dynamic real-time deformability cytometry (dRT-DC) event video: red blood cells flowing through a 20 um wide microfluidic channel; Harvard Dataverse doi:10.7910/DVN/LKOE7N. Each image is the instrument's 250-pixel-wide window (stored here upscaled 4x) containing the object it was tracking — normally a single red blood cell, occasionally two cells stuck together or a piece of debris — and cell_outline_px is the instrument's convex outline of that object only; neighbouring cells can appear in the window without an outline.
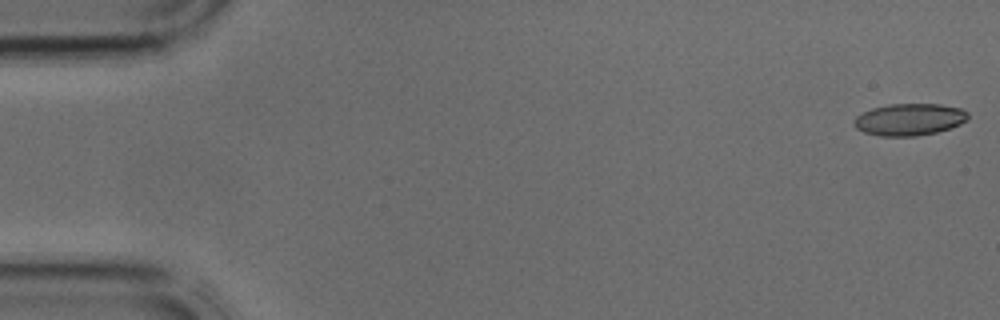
{"species": "common noctule bat (a hibernating species)", "species_latin": "Nyctalus noctula", "temperature_condition": "cold", "stored_images_in_passage": 3, "camera_frame_rate_fps": 3000, "um_per_image_px": 0.085, "animal": {"sex": "male", "body_mass_g": 17.9, "forearm_length_mm": 54.2}, "frame": {"image": 1, "passage_image": 1, "time_ms": 0.0, "image_size_px": [1000, 320], "cell_outline_px": [[968, 120], [960, 124], [936, 132], [916, 136], [880, 136], [864, 132], [856, 128], [852, 124], [852, 120], [856, 116], [872, 108], [888, 104], [940, 104], [960, 108], [968, 112]], "centroid_in_image_um": [77.27, 10.15], "position_along_channel_um": 7.7, "area_um2": 21.27}}
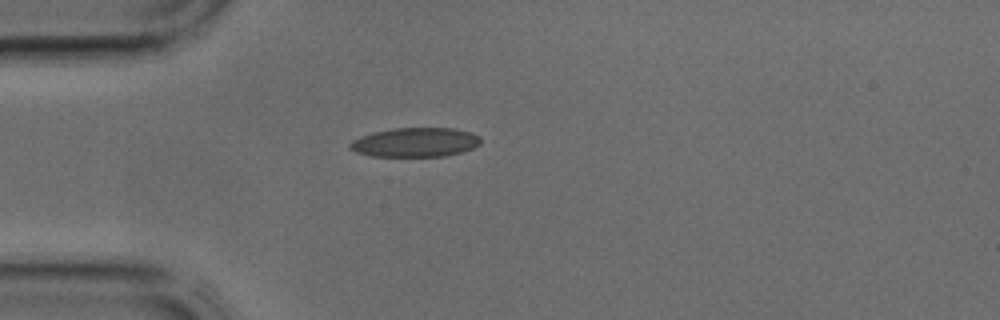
{"frame": {"image": 2, "passage_image": 3, "time_ms": 0.667, "image_size_px": [1000, 320], "cell_outline_px": [[480, 144], [472, 148], [460, 152], [444, 156], [372, 156], [356, 152], [348, 148], [348, 144], [352, 140], [360, 136], [372, 132], [392, 128], [452, 128], [472, 132], [480, 136]], "centroid_in_image_um": [35.26, 12.09], "position_along_channel_um": 49.7, "area_um2": 22.37}}